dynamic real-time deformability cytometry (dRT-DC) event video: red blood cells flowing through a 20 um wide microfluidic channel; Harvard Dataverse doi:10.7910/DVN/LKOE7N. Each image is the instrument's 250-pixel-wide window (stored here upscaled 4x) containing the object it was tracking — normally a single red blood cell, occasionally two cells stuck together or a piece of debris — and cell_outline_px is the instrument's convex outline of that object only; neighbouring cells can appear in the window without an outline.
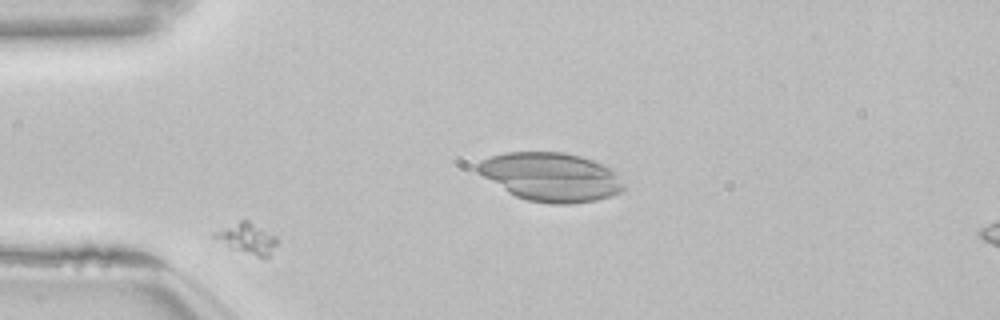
{"species": "common noctule bat (a hibernating species)", "species_latin": "Nyctalus noctula", "temperature_condition": "room temperature", "stored_images_in_passage": 53, "camera_frame_rate_fps": 3000, "um_per_image_px": 0.085, "animal": {"sex": "female", "body_mass_g": 22.7, "forearm_length_mm": 54.2}, "frame": {"image": 1, "passage_image": 12, "time_ms": 3.667, "image_size_px": [1000, 320], "cell_outline_px": [[280, 240], [268, 256], [264, 260], [232, 248], [212, 236], [212, 232], [240, 220], [248, 220], [276, 236]], "centroid_in_image_um": [21.05, 20.28], "position_along_channel_um": 64.0, "area_um2": 11.21}}
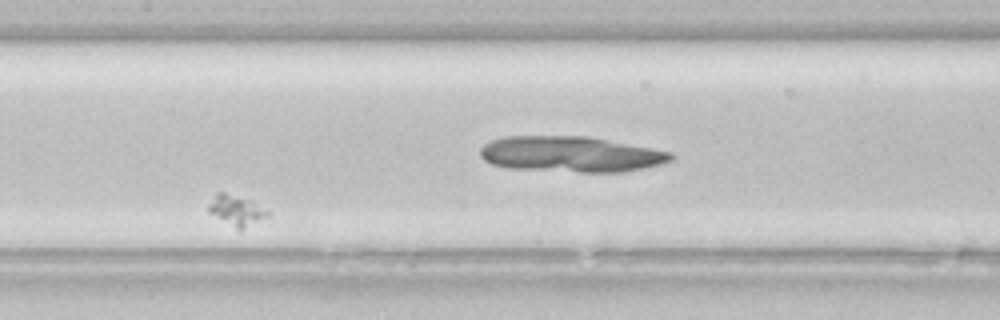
{"frame": {"image": 2, "passage_image": 24, "time_ms": 7.667, "image_size_px": [1000, 320], "cell_outline_px": [[272, 212], [268, 216], [240, 232], [208, 212], [208, 204], [216, 192], [224, 192], [248, 200]], "centroid_in_image_um": [20.09, 17.92], "position_along_channel_um": 187.3, "area_um2": 10.58}}